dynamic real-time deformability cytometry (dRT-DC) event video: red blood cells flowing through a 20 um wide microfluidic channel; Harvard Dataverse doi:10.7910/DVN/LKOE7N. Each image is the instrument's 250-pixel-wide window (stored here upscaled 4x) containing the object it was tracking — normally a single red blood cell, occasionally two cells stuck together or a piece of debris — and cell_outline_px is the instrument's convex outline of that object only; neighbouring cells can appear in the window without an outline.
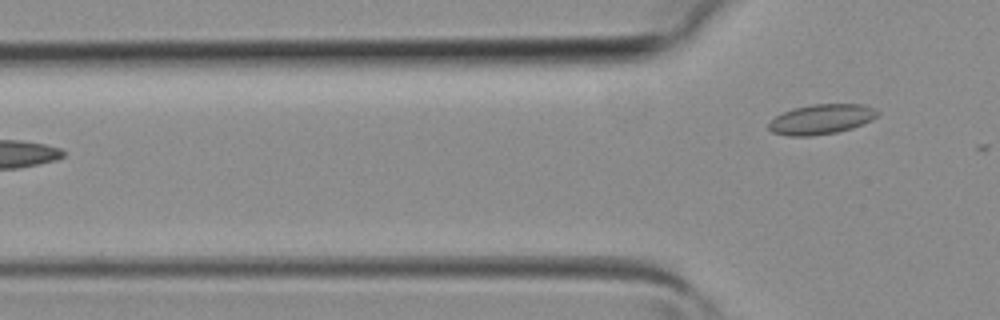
{"species": "common noctule bat (a hibernating species)", "species_latin": "Nyctalus noctula", "temperature_condition": "room temperature", "stored_images_in_passage": 2, "camera_frame_rate_fps": 3000, "um_per_image_px": 0.085, "animal": {"sex": "female", "body_mass_g": 19.3, "forearm_length_mm": 54.1}, "frame": {"image": 1, "passage_image": 2, "time_ms": 0.333, "image_size_px": [1000, 320], "cell_outline_px": [[880, 112], [872, 120], [852, 128], [836, 132], [812, 136], [788, 136], [772, 132], [768, 128], [768, 124], [776, 116], [792, 108], [812, 104], [864, 104]], "centroid_in_image_um": [69.8, 10.13], "position_along_channel_um": 56.0, "area_um2": 18.96}}